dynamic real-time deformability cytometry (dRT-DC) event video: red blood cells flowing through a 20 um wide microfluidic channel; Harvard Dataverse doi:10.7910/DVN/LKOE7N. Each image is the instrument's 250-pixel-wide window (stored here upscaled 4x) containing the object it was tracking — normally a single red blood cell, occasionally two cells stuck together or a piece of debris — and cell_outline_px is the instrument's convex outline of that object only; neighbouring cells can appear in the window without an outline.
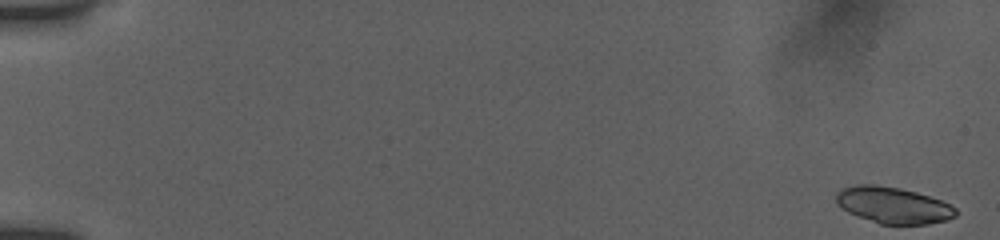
{"species": "human", "species_latin": "Homo sapiens", "temperature_condition": "room temperature", "stored_images_in_passage": 9, "camera_frame_rate_fps": 3000, "um_per_image_px": 0.085, "donor": {"sex": "female"}, "frame": {"image": 1, "passage_image": 1, "time_ms": 0.0, "image_size_px": [1000, 240], "cell_outline_px": [[956, 216], [948, 220], [928, 224], [880, 224], [848, 212], [836, 204], [836, 192], [844, 188], [856, 184], [876, 184], [900, 188], [916, 192], [940, 200], [956, 208]], "centroid_in_image_um": [75.91, 17.44], "position_along_channel_um": 9.1, "area_um2": 25.32}}